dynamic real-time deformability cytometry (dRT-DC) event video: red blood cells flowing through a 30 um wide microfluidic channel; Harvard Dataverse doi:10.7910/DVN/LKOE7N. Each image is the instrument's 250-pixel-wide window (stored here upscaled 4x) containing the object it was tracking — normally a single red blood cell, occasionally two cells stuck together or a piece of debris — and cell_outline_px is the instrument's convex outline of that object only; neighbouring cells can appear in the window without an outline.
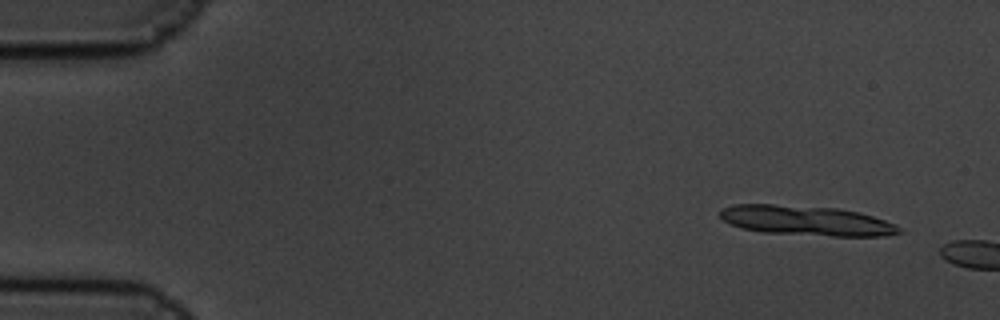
{"species": "common noctule bat (a hibernating species)", "species_latin": "Nyctalus noctula", "temperature_condition": "cold", "stored_images_in_passage": 7, "camera_frame_rate_fps": 3000, "um_per_image_px": 0.085, "animal": {"sex": "male", "body_mass_g": 19.5, "forearm_length_mm": 54.6}, "frame": {"image": 1, "passage_image": 4, "time_ms": 1.0, "image_size_px": [1000, 320], "cell_outline_px": [[904, 232], [884, 236], [832, 236], [760, 232], [740, 228], [724, 220], [720, 216], [720, 212], [724, 208], [732, 204], [772, 204], [836, 208], [860, 212], [896, 224]], "centroid_in_image_um": [68.56, 18.75], "position_along_channel_um": 16.4, "area_um2": 31.15}}